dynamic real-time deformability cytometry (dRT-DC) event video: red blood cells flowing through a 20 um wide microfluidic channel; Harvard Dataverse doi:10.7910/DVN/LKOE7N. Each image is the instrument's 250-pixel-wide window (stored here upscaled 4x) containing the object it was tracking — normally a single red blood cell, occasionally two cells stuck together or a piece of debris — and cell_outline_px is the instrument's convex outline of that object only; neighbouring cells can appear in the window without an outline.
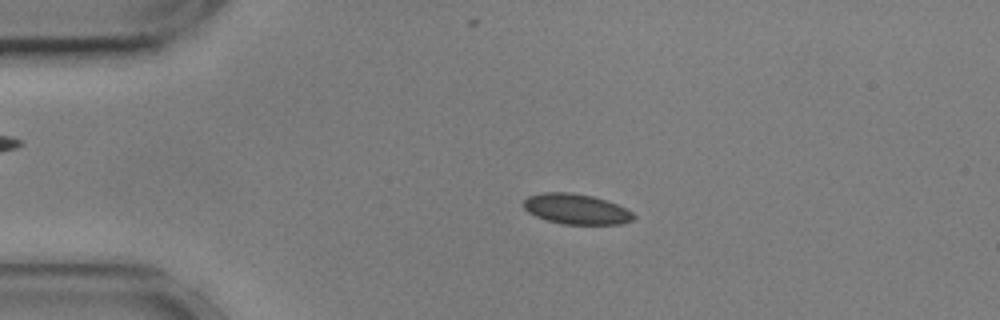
{"species": "common noctule bat (a hibernating species)", "species_latin": "Nyctalus noctula", "temperature_condition": "cold", "stored_images_in_passage": 55, "camera_frame_rate_fps": 3000, "um_per_image_px": 0.085, "animal": {"sex": "male", "body_mass_g": 17.9, "forearm_length_mm": 54.2}, "frame": {"image": 1, "passage_image": 11, "time_ms": 3.333, "image_size_px": [1000, 320], "cell_outline_px": [[636, 216], [632, 220], [620, 224], [564, 224], [548, 220], [536, 216], [528, 212], [524, 208], [524, 200], [528, 196], [544, 192], [572, 192], [592, 196], [616, 204], [632, 212]], "centroid_in_image_um": [48.96, 17.76], "position_along_channel_um": 36.0, "area_um2": 19.25}}
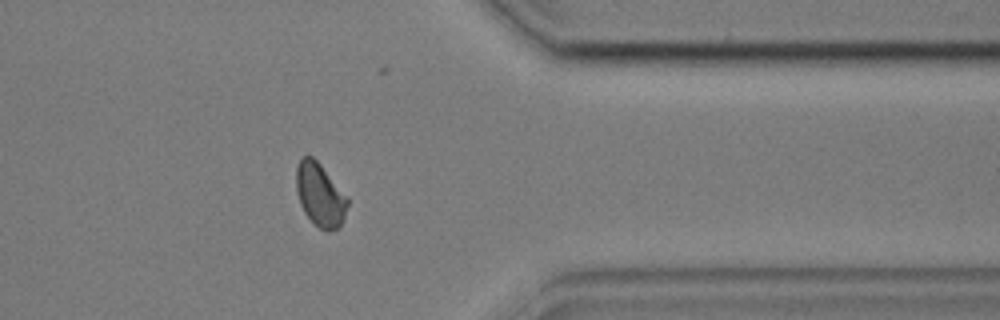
{"frame": {"image": 2, "passage_image": 44, "time_ms": 14.333, "image_size_px": [1000, 320], "cell_outline_px": [[348, 204], [344, 220], [336, 228], [328, 232], [320, 228], [304, 212], [300, 204], [296, 188], [296, 168], [300, 156], [312, 156], [320, 164], [348, 196]], "centroid_in_image_um": [27.21, 16.54], "position_along_channel_um": 384.2, "area_um2": 18.9}}
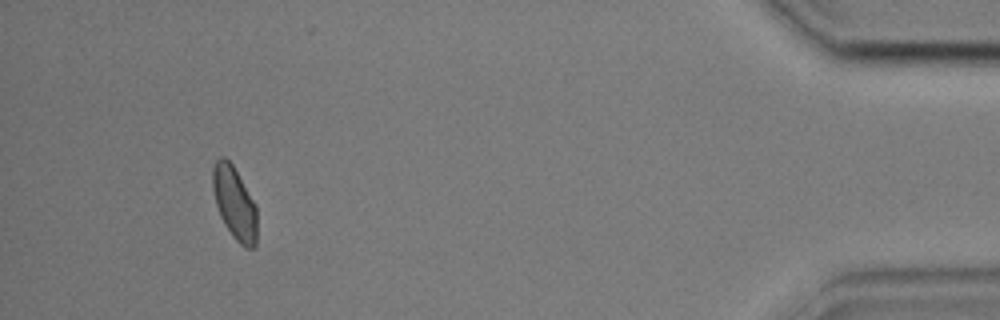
{"frame": {"image": 3, "passage_image": 51, "time_ms": 16.667, "image_size_px": [1000, 320], "cell_outline_px": [[256, 244], [252, 248], [244, 248], [232, 236], [224, 224], [220, 216], [216, 204], [212, 188], [212, 168], [216, 160], [220, 156], [224, 156], [232, 164], [256, 204]], "centroid_in_image_um": [19.92, 17.25], "position_along_channel_um": 415.3, "area_um2": 18.84}, "authors_computed_cell_mechanics": {"area_um2": 19.074, "velocity_mm_per_s": 3.5944, "shape_relaxation_time_tau1_ms": 2.4375, "shape_relaxation_time_tau2_ms": null, "deformation_change_tau1": 0.0631, "deformation_change_tau2": null}}